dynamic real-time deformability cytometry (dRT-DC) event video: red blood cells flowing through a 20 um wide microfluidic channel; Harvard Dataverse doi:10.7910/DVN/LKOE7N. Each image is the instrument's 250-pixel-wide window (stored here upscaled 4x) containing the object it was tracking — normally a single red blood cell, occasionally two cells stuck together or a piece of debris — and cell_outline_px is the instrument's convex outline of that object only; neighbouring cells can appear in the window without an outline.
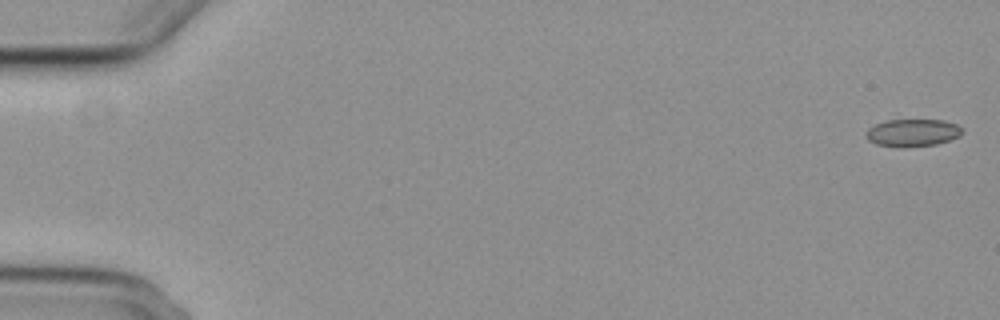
{"species": "common noctule bat (a hibernating species)", "species_latin": "Nyctalus noctula", "temperature_condition": "cold", "stored_images_in_passage": 5, "camera_frame_rate_fps": 3000, "um_per_image_px": 0.085, "animal": {"sex": "female", "body_mass_g": 29.2, "forearm_length_mm": 56.3}, "frame": {"image": 1, "passage_image": 1, "time_ms": 0.0, "image_size_px": [1000, 320], "cell_outline_px": [[964, 132], [960, 136], [936, 144], [904, 148], [896, 148], [876, 144], [868, 140], [868, 128], [876, 124], [888, 120], [944, 120], [956, 124], [964, 128]], "centroid_in_image_um": [77.61, 11.29], "position_along_channel_um": 7.4, "area_um2": 15.49}}
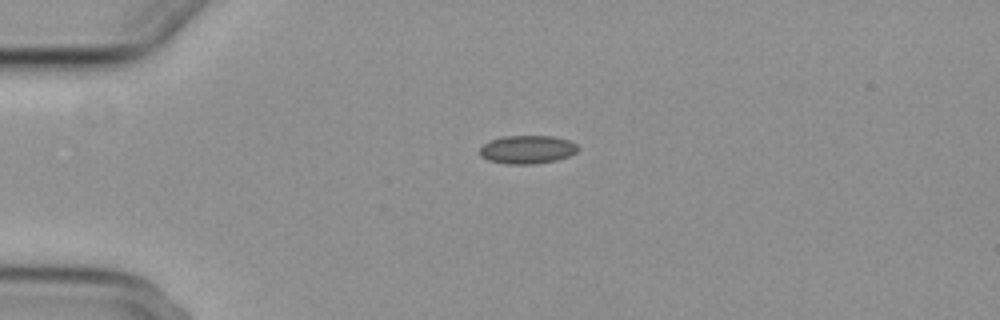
{"frame": {"image": 2, "passage_image": 4, "time_ms": 4.333, "image_size_px": [1000, 320], "cell_outline_px": [[580, 148], [576, 152], [568, 156], [556, 160], [532, 164], [508, 164], [488, 160], [480, 156], [480, 148], [484, 144], [500, 136], [556, 136], [568, 140], [576, 144]], "centroid_in_image_um": [44.83, 12.7], "position_along_channel_um": 40.2, "area_um2": 16.18}}